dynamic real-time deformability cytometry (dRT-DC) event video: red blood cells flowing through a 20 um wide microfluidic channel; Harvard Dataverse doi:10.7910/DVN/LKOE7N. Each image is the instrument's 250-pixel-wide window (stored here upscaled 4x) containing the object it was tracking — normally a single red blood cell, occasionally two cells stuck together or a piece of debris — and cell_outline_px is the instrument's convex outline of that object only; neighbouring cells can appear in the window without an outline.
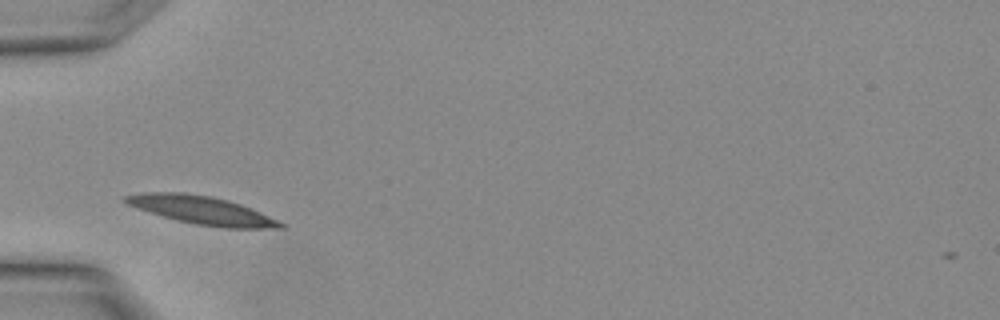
{"species": "Egyptian fruit bat (a non-hibernating species)", "species_latin": "Rousettus aegyptiacus", "temperature_condition": "warm", "stored_images_in_passage": 22, "camera_frame_rate_fps": 3000, "um_per_image_px": 0.085, "animal": {"sex": "female"}, "frame": {"image": 1, "passage_image": 1, "time_ms": 0.0, "image_size_px": [1000, 320], "cell_outline_px": [[284, 228], [224, 228], [196, 224], [176, 220], [136, 208], [120, 200], [124, 196], [140, 192], [184, 192], [208, 196], [228, 200], [240, 204], [276, 220], [284, 224]], "centroid_in_image_um": [17.06, 17.86], "position_along_channel_um": 67.9, "area_um2": 25.14}}
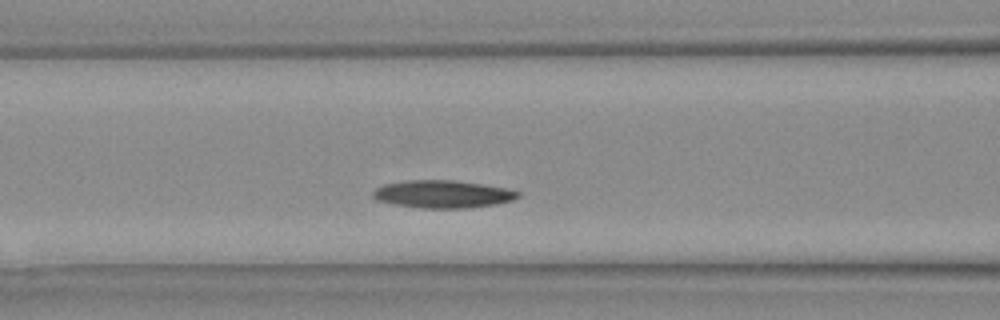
{"frame": {"image": 2, "passage_image": 4, "time_ms": 1.0, "image_size_px": [1000, 320], "cell_outline_px": [[520, 196], [512, 200], [496, 204], [464, 208], [420, 208], [392, 204], [376, 200], [372, 196], [372, 192], [376, 188], [384, 184], [408, 180], [452, 180], [508, 188], [520, 192]], "centroid_in_image_um": [37.6, 16.5], "position_along_channel_um": 129.0, "area_um2": 23.35}}